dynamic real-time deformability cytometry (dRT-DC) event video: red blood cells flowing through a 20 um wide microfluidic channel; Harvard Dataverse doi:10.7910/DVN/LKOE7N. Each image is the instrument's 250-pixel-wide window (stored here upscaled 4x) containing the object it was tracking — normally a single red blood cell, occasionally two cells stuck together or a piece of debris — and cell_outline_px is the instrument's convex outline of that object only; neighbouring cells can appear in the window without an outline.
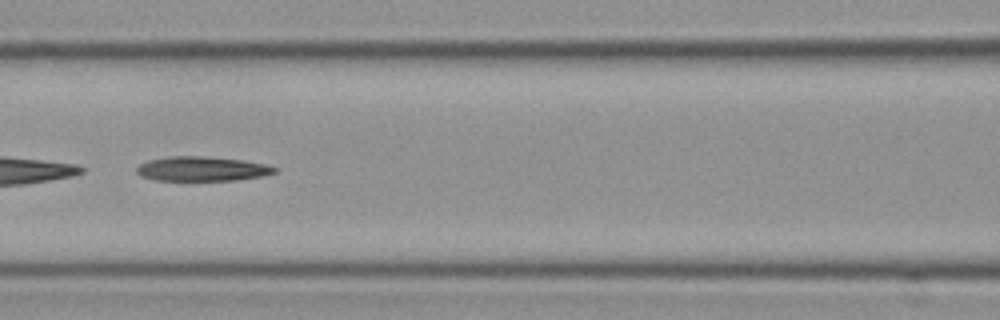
{"species": "Egyptian fruit bat (a non-hibernating species)", "species_latin": "Rousettus aegyptiacus", "temperature_condition": "cold", "stored_images_in_passage": 56, "camera_frame_rate_fps": 3000, "um_per_image_px": 0.085, "frame": {"image": 1, "passage_image": 26, "time_ms": 8.333, "image_size_px": [1000, 320], "cell_outline_px": [[276, 172], [260, 176], [236, 180], [156, 180], [140, 176], [136, 172], [136, 168], [140, 164], [148, 160], [172, 156], [200, 156], [244, 160], [264, 164], [276, 168]], "centroid_in_image_um": [17.12, 14.35], "position_along_channel_um": 149.5, "area_um2": 19.48}}
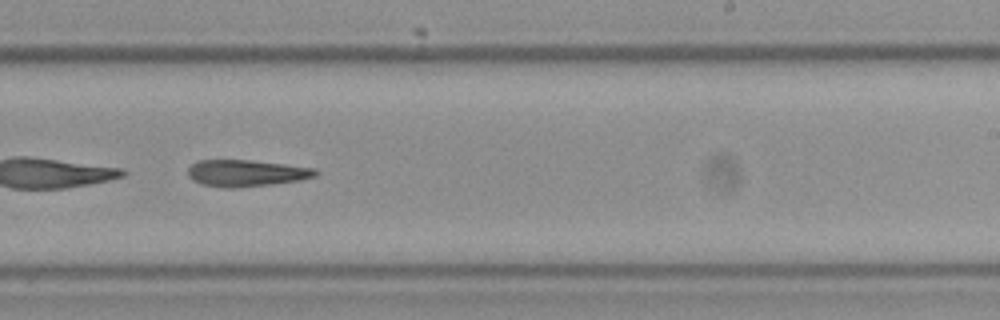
{"frame": {"image": 2, "passage_image": 36, "time_ms": 11.667, "image_size_px": [1000, 320], "cell_outline_px": [[320, 172], [316, 176], [300, 180], [272, 184], [236, 188], [224, 188], [200, 184], [192, 180], [188, 176], [188, 168], [192, 164], [200, 160], [248, 160], [284, 164], [316, 168]], "centroid_in_image_um": [20.93, 14.72], "position_along_channel_um": 268.1, "area_um2": 19.94}}
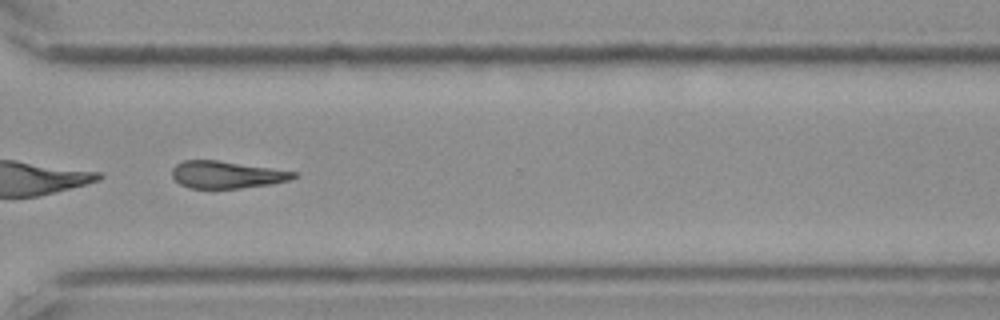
{"frame": {"image": 3, "passage_image": 43, "time_ms": 14.0, "image_size_px": [1000, 320], "cell_outline_px": [[296, 176], [288, 180], [268, 184], [240, 188], [188, 188], [180, 184], [172, 176], [172, 168], [176, 164], [184, 160], [216, 160], [296, 172]], "centroid_in_image_um": [19.19, 14.85], "position_along_channel_um": 351.4, "area_um2": 18.9}}